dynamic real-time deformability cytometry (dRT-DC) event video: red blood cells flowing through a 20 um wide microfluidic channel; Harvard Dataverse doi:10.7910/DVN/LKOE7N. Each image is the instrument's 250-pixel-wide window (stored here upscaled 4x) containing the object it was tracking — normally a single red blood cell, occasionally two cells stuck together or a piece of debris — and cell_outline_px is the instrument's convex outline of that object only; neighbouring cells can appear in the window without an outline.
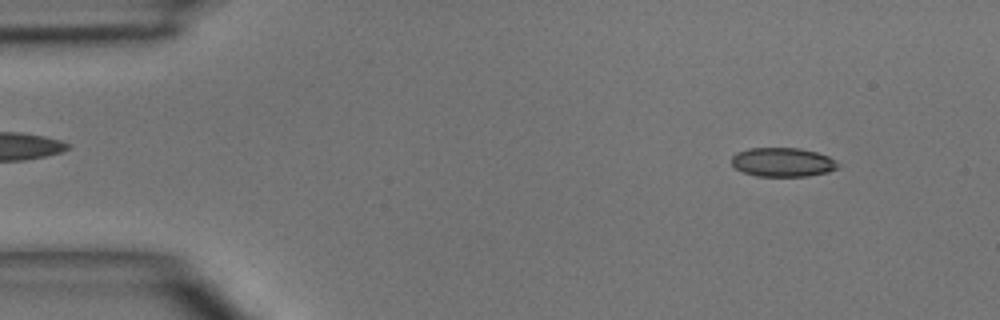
{"species": "common noctule bat (a hibernating species)", "species_latin": "Nyctalus noctula", "temperature_condition": "room temperature", "stored_images_in_passage": 4, "camera_frame_rate_fps": 3000, "um_per_image_px": 0.085, "animal": {"sex": "male", "body_mass_g": 15.6}, "frame": {"image": 1, "passage_image": 1, "time_ms": 0.0, "image_size_px": [1000, 320], "cell_outline_px": [[840, 168], [828, 172], [808, 176], [756, 176], [744, 172], [736, 168], [732, 164], [732, 156], [736, 152], [748, 148], [800, 148], [816, 152], [828, 156], [840, 164]], "centroid_in_image_um": [66.55, 13.78], "position_along_channel_um": 18.5, "area_um2": 18.09}}
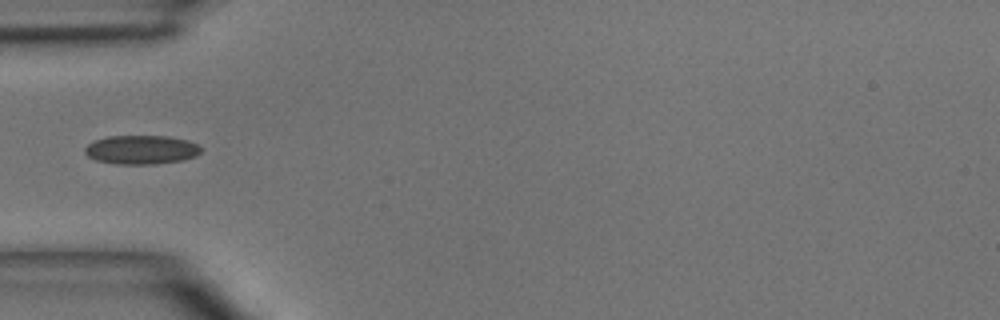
{"frame": {"image": 2, "passage_image": 4, "time_ms": 3.333, "image_size_px": [1000, 320], "cell_outline_px": [[204, 148], [196, 156], [184, 160], [156, 164], [116, 164], [96, 160], [88, 156], [84, 152], [84, 148], [88, 144], [96, 140], [108, 136], [168, 136], [188, 140]], "centroid_in_image_um": [12.04, 12.73], "position_along_channel_um": 73.0, "area_um2": 19.71}}